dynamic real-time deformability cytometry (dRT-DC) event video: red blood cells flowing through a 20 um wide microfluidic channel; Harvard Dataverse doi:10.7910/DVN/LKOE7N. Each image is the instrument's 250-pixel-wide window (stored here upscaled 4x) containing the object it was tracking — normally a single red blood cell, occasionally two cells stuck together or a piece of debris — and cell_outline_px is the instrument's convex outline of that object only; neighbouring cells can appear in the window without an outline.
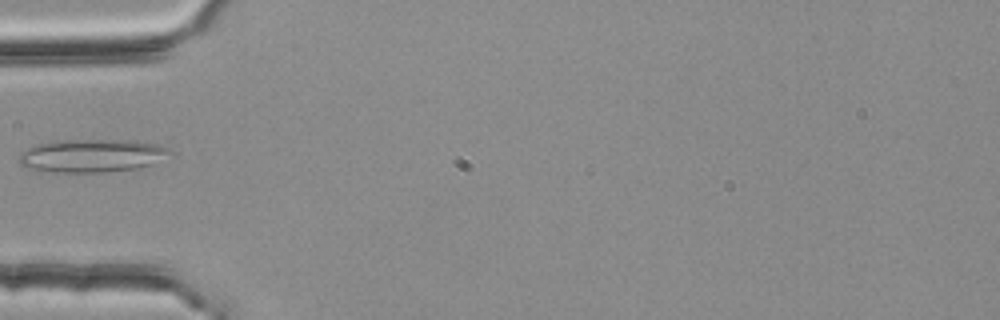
{"species": "common noctule bat (a hibernating species)", "species_latin": "Nyctalus noctula", "temperature_condition": "room temperature", "stored_images_in_passage": 37, "camera_frame_rate_fps": 3000, "um_per_image_px": 0.085, "animal": {"sex": "female", "body_mass_g": 25.1}, "frame": {"image": 1, "passage_image": 1, "time_ms": 0.0, "image_size_px": [1000, 320], "cell_outline_px": [[172, 152], [152, 164], [140, 168], [104, 172], [56, 172], [28, 168], [20, 164], [16, 160], [20, 152], [32, 144], [56, 140], [136, 140], [156, 144], [168, 148]], "centroid_in_image_um": [7.74, 13.22], "position_along_channel_um": 77.3, "area_um2": 29.36}}
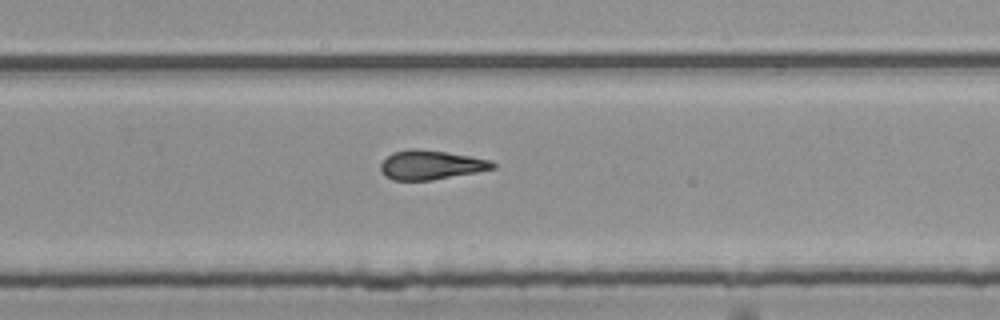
{"frame": {"image": 2, "passage_image": 18, "time_ms": 5.667, "image_size_px": [1000, 320], "cell_outline_px": [[496, 168], [476, 172], [432, 180], [392, 180], [384, 176], [380, 168], [380, 164], [392, 152], [408, 148], [416, 148], [444, 152], [492, 160], [496, 164]], "centroid_in_image_um": [36.6, 14.02], "position_along_channel_um": 293.2, "area_um2": 19.07}}
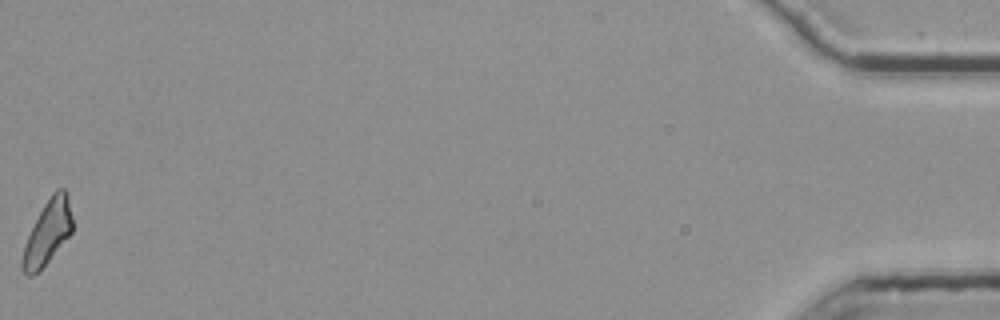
{"frame": {"image": 3, "passage_image": 37, "time_ms": 12.0, "image_size_px": [1000, 320], "cell_outline_px": [[72, 232], [40, 272], [32, 276], [28, 276], [20, 268], [20, 264], [24, 244], [44, 204], [52, 192], [56, 188], [64, 188], [68, 192], [72, 216]], "centroid_in_image_um": [4.05, 19.78], "position_along_channel_um": 431.2, "area_um2": 18.9}}